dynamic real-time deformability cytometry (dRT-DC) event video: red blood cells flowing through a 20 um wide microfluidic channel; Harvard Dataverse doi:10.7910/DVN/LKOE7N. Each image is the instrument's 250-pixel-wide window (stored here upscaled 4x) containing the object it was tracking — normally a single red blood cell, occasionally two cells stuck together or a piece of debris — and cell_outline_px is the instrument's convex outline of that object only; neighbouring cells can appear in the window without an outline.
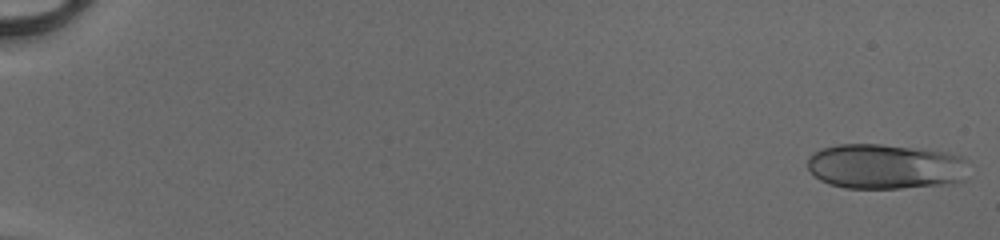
{"species": "human", "species_latin": "Homo sapiens", "temperature_condition": "cold", "stored_images_in_passage": 51, "camera_frame_rate_fps": 3000, "um_per_image_px": 0.085, "donor": {"sex": "male"}, "frame": {"image": 1, "passage_image": 1, "time_ms": 0.0, "image_size_px": [1000, 240], "cell_outline_px": [[968, 180], [952, 184], [900, 188], [844, 188], [828, 184], [820, 180], [808, 168], [808, 160], [812, 152], [836, 144], [880, 144], [948, 152], [964, 156]], "centroid_in_image_um": [75.3, 14.16], "position_along_channel_um": 9.7, "area_um2": 42.77}}
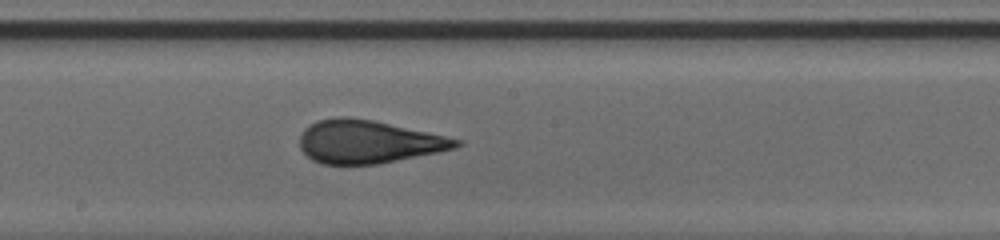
{"frame": {"image": 2, "passage_image": 30, "time_ms": 9.667, "image_size_px": [1000, 240], "cell_outline_px": [[464, 144], [456, 148], [380, 164], [324, 164], [312, 160], [300, 148], [300, 136], [304, 128], [320, 120], [340, 116], [348, 116], [372, 120], [428, 132], [464, 140]], "centroid_in_image_um": [31.33, 12.05], "position_along_channel_um": 216.9, "area_um2": 39.13}}
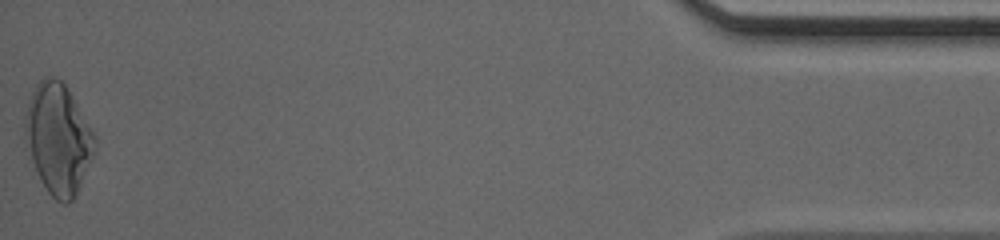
{"frame": {"image": 3, "passage_image": 51, "time_ms": 16.667, "image_size_px": [1000, 240], "cell_outline_px": [[96, 152], [72, 200], [68, 204], [64, 204], [56, 200], [48, 192], [40, 180], [36, 172], [32, 160], [24, 132], [24, 116], [32, 92], [36, 84], [44, 76], [52, 76], [60, 80], [64, 84], [96, 136]], "centroid_in_image_um": [4.95, 11.8], "position_along_channel_um": 430.3, "area_um2": 44.45}, "authors_computed_cell_mechanics": {"area_um2": 39.2462, "velocity_mm_per_s": 4.1609, "shape_relaxation_time_tau1_ms": 10.5038, "shape_relaxation_time_tau2_ms": null, "deformation_change_tau1": 0.2656, "deformation_change_tau2": null}}